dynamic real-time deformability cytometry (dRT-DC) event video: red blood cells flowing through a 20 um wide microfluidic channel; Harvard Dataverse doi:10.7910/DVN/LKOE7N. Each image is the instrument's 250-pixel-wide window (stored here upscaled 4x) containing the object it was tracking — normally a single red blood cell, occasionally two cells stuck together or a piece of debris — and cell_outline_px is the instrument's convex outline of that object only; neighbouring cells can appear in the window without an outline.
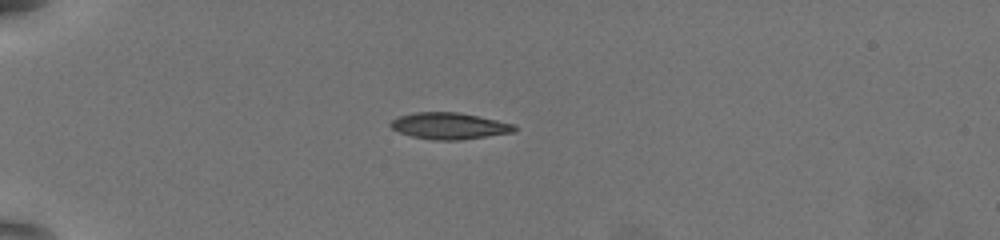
{"species": "common noctule bat (a hibernating species)", "species_latin": "Nyctalus noctula", "temperature_condition": "warm", "stored_images_in_passage": 40, "camera_frame_rate_fps": 3000, "um_per_image_px": 0.085, "animal": {"sex": "female", "body_mass_g": 19.5, "forearm_length_mm": 54.1}, "frame": {"image": 1, "passage_image": 1, "time_ms": 0.0, "image_size_px": [1000, 240], "cell_outline_px": [[516, 128], [512, 132], [456, 140], [432, 140], [412, 136], [400, 132], [392, 128], [388, 124], [392, 120], [400, 116], [416, 112], [460, 112], [516, 124]], "centroid_in_image_um": [38.17, 10.69], "position_along_channel_um": 46.8, "area_um2": 18.9}}
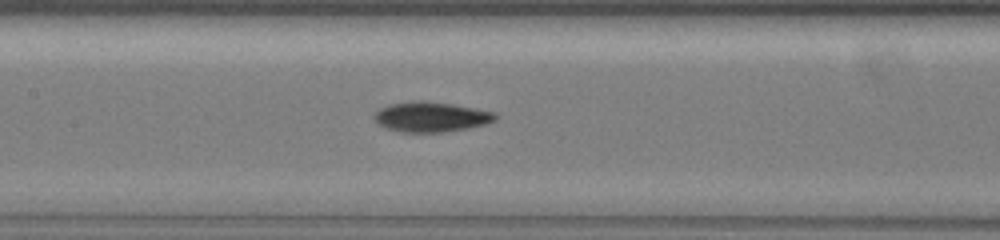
{"frame": {"image": 2, "passage_image": 14, "time_ms": 4.333, "image_size_px": [1000, 240], "cell_outline_px": [[496, 120], [484, 124], [468, 128], [444, 132], [400, 132], [384, 128], [376, 124], [372, 116], [380, 108], [388, 104], [412, 100], [424, 100], [452, 104], [476, 108], [496, 112]], "centroid_in_image_um": [36.58, 9.93], "position_along_channel_um": 170.8, "area_um2": 21.56}}
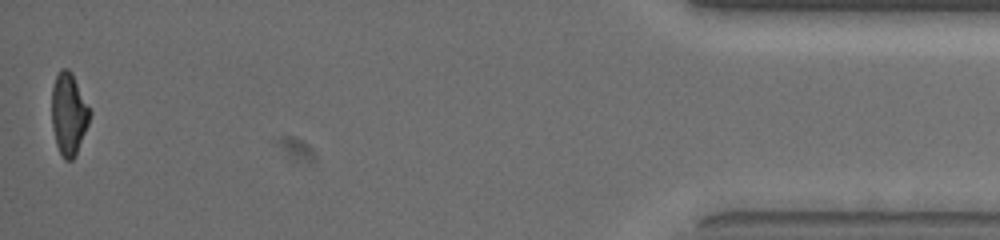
{"frame": {"image": 3, "passage_image": 40, "time_ms": 13.0, "image_size_px": [1000, 240], "cell_outline_px": [[92, 112], [88, 124], [76, 156], [72, 160], [64, 160], [56, 144], [52, 128], [52, 88], [56, 76], [60, 68], [68, 68], [72, 72]], "centroid_in_image_um": [5.85, 9.68], "position_along_channel_um": 429.4, "area_um2": 18.38}, "authors_computed_cell_mechanics": {"area_um2": 20.3167, "velocity_mm_per_s": 3.8457, "shape_relaxation_time_tau1_ms": 4.7461, "shape_relaxation_time_tau2_ms": 4.0192, "deformation_change_tau1": 0.1643, "deformation_change_tau2": 0.103}}